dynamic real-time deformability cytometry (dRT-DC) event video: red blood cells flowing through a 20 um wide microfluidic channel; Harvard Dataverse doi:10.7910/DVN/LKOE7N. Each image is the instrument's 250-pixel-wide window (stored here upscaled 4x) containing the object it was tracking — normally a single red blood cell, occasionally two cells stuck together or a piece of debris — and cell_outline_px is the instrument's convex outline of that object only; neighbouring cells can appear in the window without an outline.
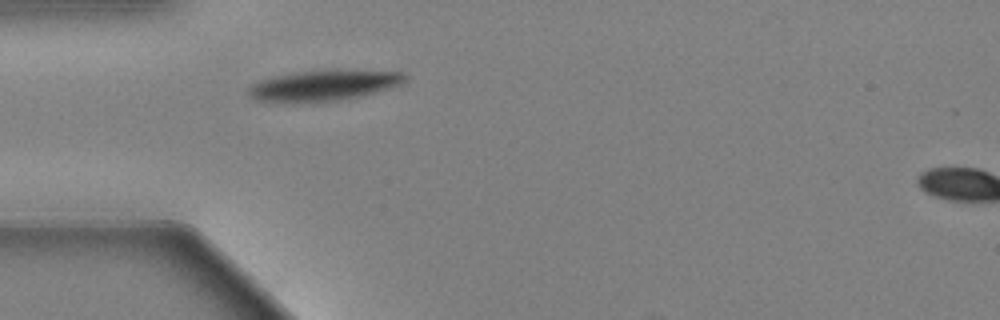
{"species": "Egyptian fruit bat (a non-hibernating species)", "species_latin": "Rousettus aegyptiacus", "temperature_condition": "warm", "stored_images_in_passage": 40, "camera_frame_rate_fps": 3000, "um_per_image_px": 0.085, "animal": {"sex": "female"}, "frame": {"image": 1, "passage_image": 1, "time_ms": 0.0, "image_size_px": [1000, 320], "cell_outline_px": [[408, 76], [400, 84], [376, 92], [360, 96], [336, 100], [256, 100], [248, 92], [248, 88], [256, 80], [296, 72], [336, 68], [404, 72]], "centroid_in_image_um": [27.6, 7.19], "position_along_channel_um": 57.4, "area_um2": 27.51}}
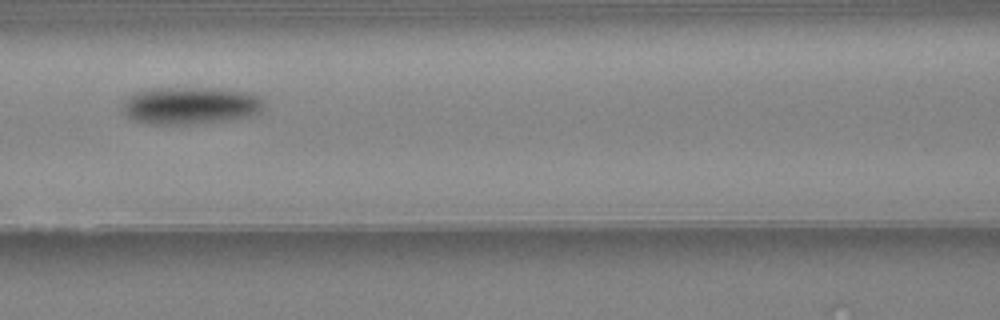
{"frame": {"image": 2, "passage_image": 9, "time_ms": 2.667, "image_size_px": [1000, 320], "cell_outline_px": [[264, 108], [260, 112], [248, 116], [224, 120], [192, 124], [148, 124], [132, 120], [120, 108], [124, 100], [128, 96], [136, 92], [152, 88], [212, 88], [248, 92], [260, 96], [264, 104]], "centroid_in_image_um": [16.14, 8.97], "position_along_channel_um": 150.5, "area_um2": 30.87}}
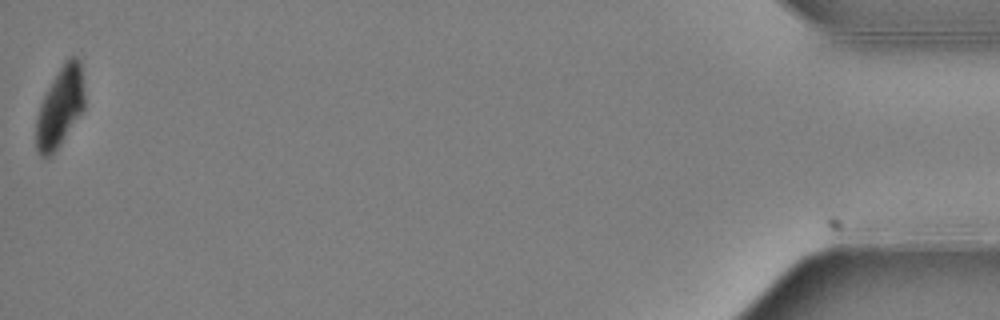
{"frame": {"image": 3, "passage_image": 40, "time_ms": 13.0, "image_size_px": [1000, 320], "cell_outline_px": [[84, 108], [56, 152], [48, 156], [40, 156], [36, 152], [36, 116], [40, 104], [52, 80], [64, 60], [68, 56], [76, 56], [80, 60], [84, 92]], "centroid_in_image_um": [5.1, 9.1], "position_along_channel_um": 430.1, "area_um2": 22.66}, "authors_computed_cell_mechanics": {"area_um2": 28.9, "velocity_mm_per_s": 3.646, "shape_relaxation_time_tau1_ms": 2.1227, "shape_relaxation_time_tau2_ms": null, "deformation_change_tau1": 0.15, "deformation_change_tau2": null}}